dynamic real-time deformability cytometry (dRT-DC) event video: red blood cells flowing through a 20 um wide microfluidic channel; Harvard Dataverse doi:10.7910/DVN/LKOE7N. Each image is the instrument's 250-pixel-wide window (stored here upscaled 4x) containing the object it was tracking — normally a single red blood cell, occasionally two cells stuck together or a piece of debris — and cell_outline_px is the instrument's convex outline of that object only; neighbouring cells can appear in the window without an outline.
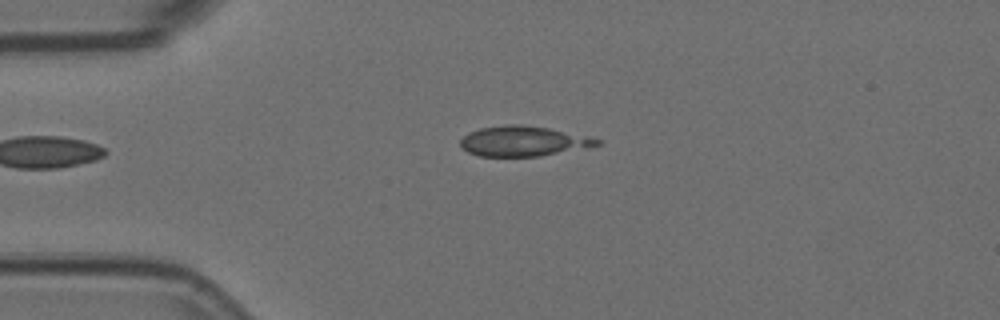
{"species": "Egyptian fruit bat (a non-hibernating species)", "species_latin": "Rousettus aegyptiacus", "temperature_condition": "room temperature", "stored_images_in_passage": 2, "camera_frame_rate_fps": 3000, "um_per_image_px": 0.085, "animal": {"sex": "female"}, "frame": {"image": 1, "passage_image": 1, "time_ms": 0.0, "image_size_px": [1000, 320], "cell_outline_px": [[600, 144], [540, 156], [480, 156], [468, 152], [460, 148], [460, 140], [468, 132], [480, 128], [508, 124], [520, 124], [548, 128], [600, 140]], "centroid_in_image_um": [44.35, 11.99], "position_along_channel_um": 40.7, "area_um2": 23.47}}